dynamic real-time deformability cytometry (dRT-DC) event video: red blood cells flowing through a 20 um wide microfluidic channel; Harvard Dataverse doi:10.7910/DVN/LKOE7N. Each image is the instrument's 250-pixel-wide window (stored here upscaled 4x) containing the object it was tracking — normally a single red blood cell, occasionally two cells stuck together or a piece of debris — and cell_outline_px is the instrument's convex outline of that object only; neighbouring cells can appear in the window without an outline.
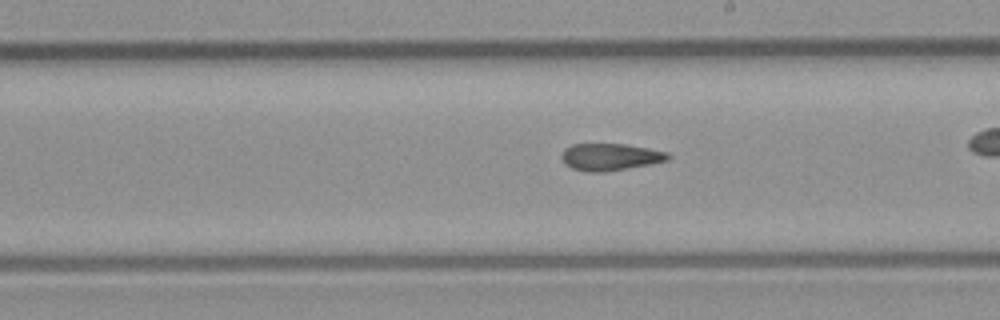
{"species": "common noctule bat (a hibernating species)", "species_latin": "Nyctalus noctula", "temperature_condition": "room temperature", "stored_images_in_passage": 38, "camera_frame_rate_fps": 3000, "um_per_image_px": 0.085, "animal": {"sex": "male", "body_mass_g": 23.1, "forearm_length_mm": 52.7}, "frame": {"image": 1, "passage_image": 27, "time_ms": 8.667, "image_size_px": [1000, 320], "cell_outline_px": [[672, 156], [668, 160], [628, 168], [604, 172], [584, 172], [572, 168], [564, 164], [560, 156], [564, 148], [572, 144], [624, 144], [648, 148], [668, 152]], "centroid_in_image_um": [51.83, 13.34], "position_along_channel_um": 237.2, "area_um2": 16.88}}
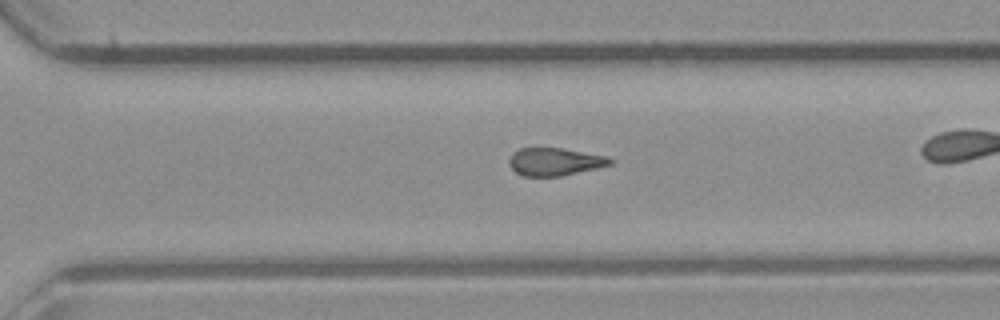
{"frame": {"image": 2, "passage_image": 33, "time_ms": 10.667, "image_size_px": [1000, 320], "cell_outline_px": [[616, 160], [612, 164], [596, 168], [560, 176], [524, 176], [516, 172], [508, 164], [508, 160], [512, 152], [520, 148], [564, 148], [608, 156]], "centroid_in_image_um": [47.17, 13.73], "position_along_channel_um": 323.4, "area_um2": 16.47}}